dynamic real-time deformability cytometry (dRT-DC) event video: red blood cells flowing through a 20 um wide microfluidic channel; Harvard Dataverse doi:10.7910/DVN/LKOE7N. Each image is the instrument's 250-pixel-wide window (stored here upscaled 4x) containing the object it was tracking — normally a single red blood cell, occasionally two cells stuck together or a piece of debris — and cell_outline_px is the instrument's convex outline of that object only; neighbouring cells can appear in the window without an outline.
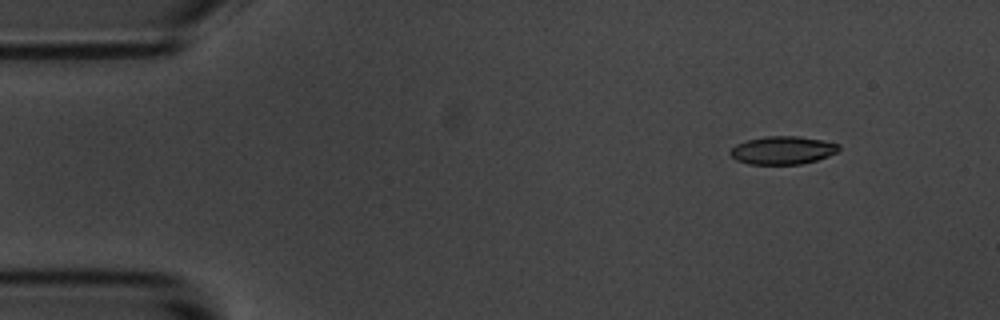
{"species": "common noctule bat (a hibernating species)", "species_latin": "Nyctalus noctula", "temperature_condition": "room temperature", "stored_images_in_passage": 9, "camera_frame_rate_fps": 3000, "um_per_image_px": 0.085, "animal": {"sex": "male", "body_mass_g": 20.1, "forearm_length_mm": 53.5}, "frame": {"image": 1, "passage_image": 1, "time_ms": 0.0, "image_size_px": [1000, 320], "cell_outline_px": [[840, 148], [836, 152], [828, 156], [816, 160], [800, 164], [748, 164], [736, 160], [728, 152], [736, 144], [748, 140], [764, 136], [800, 136], [840, 144]], "centroid_in_image_um": [66.51, 12.77], "position_along_channel_um": 18.5, "area_um2": 17.69}}
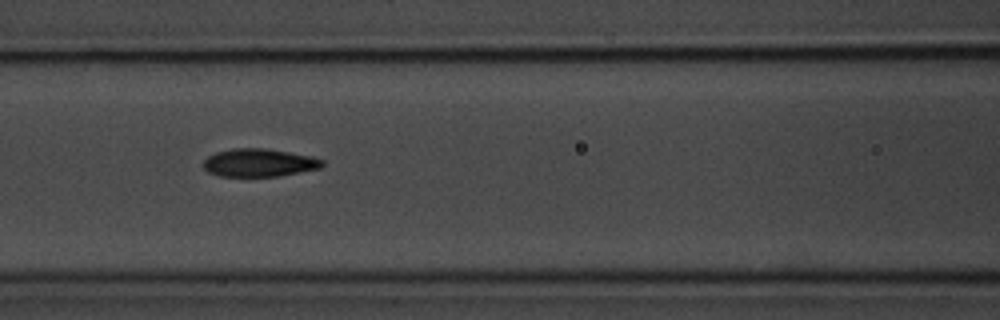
{"frame": {"image": 2, "passage_image": 6, "time_ms": 6.0, "image_size_px": [1000, 320], "cell_outline_px": [[324, 164], [320, 168], [280, 176], [220, 176], [208, 172], [204, 168], [204, 160], [208, 156], [216, 152], [232, 148], [264, 148], [312, 156], [324, 160]], "centroid_in_image_um": [22.03, 13.83], "position_along_channel_um": 144.6, "area_um2": 19.36}}
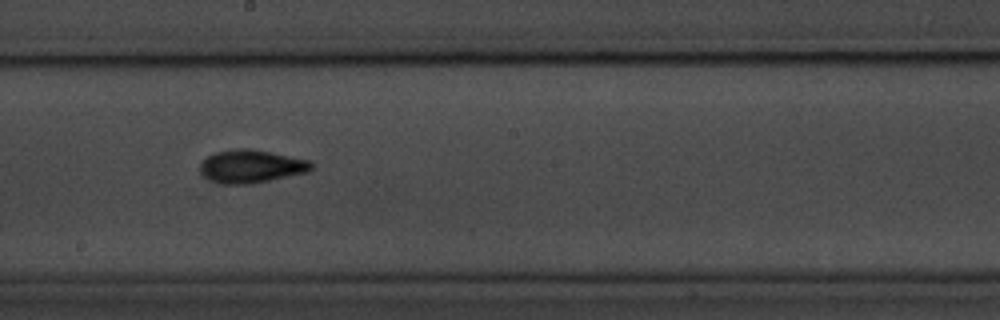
{"frame": {"image": 3, "passage_image": 8, "time_ms": 8.333, "image_size_px": [1000, 320], "cell_outline_px": [[312, 168], [308, 172], [248, 184], [224, 184], [212, 180], [204, 176], [200, 172], [200, 164], [208, 156], [216, 152], [236, 148], [248, 148], [272, 152], [308, 160], [312, 164]], "centroid_in_image_um": [21.33, 14.13], "position_along_channel_um": 226.9, "area_um2": 21.15}}